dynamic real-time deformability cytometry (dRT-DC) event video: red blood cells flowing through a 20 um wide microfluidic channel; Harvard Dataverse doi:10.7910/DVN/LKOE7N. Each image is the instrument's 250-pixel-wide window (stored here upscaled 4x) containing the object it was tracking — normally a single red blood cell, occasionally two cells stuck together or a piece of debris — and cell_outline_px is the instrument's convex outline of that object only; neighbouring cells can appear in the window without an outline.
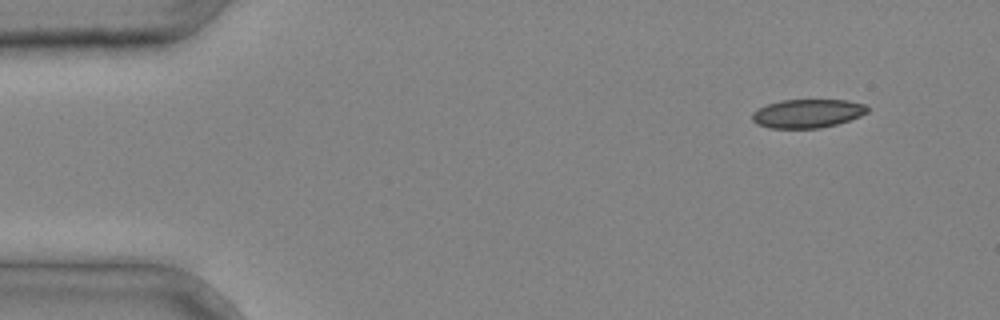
{"species": "common noctule bat (a hibernating species)", "species_latin": "Nyctalus noctula", "temperature_condition": "cold", "stored_images_in_passage": 3, "camera_frame_rate_fps": 3000, "um_per_image_px": 0.085, "animal": {"sex": "male", "body_mass_g": 20.4}, "frame": {"image": 1, "passage_image": 1, "time_ms": 0.0, "image_size_px": [1000, 320], "cell_outline_px": [[868, 112], [860, 116], [836, 124], [820, 128], [768, 128], [756, 124], [752, 120], [752, 112], [768, 104], [780, 100], [848, 100], [868, 104]], "centroid_in_image_um": [68.65, 9.64], "position_along_channel_um": 16.4, "area_um2": 19.31}}